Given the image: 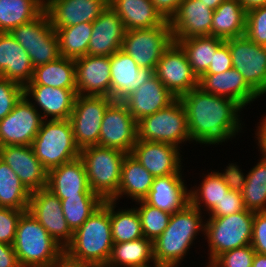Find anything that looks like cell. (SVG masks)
<instances>
[{
  "mask_svg": "<svg viewBox=\"0 0 266 267\" xmlns=\"http://www.w3.org/2000/svg\"><path fill=\"white\" fill-rule=\"evenodd\" d=\"M187 113L191 141L201 144H219L233 138L241 127L240 111L236 101L205 92L199 86L180 98Z\"/></svg>",
  "mask_w": 266,
  "mask_h": 267,
  "instance_id": "6da1fadb",
  "label": "cell"
},
{
  "mask_svg": "<svg viewBox=\"0 0 266 267\" xmlns=\"http://www.w3.org/2000/svg\"><path fill=\"white\" fill-rule=\"evenodd\" d=\"M201 211L191 203L171 214L167 228L153 241V254L156 264L178 267L193 240L204 234L205 222Z\"/></svg>",
  "mask_w": 266,
  "mask_h": 267,
  "instance_id": "7a4b0ae2",
  "label": "cell"
},
{
  "mask_svg": "<svg viewBox=\"0 0 266 267\" xmlns=\"http://www.w3.org/2000/svg\"><path fill=\"white\" fill-rule=\"evenodd\" d=\"M113 244L110 200H104L103 204L73 233V239L65 248V252L75 259L105 267Z\"/></svg>",
  "mask_w": 266,
  "mask_h": 267,
  "instance_id": "3957f363",
  "label": "cell"
},
{
  "mask_svg": "<svg viewBox=\"0 0 266 267\" xmlns=\"http://www.w3.org/2000/svg\"><path fill=\"white\" fill-rule=\"evenodd\" d=\"M13 248L21 267H52L65 251L28 211L18 220Z\"/></svg>",
  "mask_w": 266,
  "mask_h": 267,
  "instance_id": "277c9868",
  "label": "cell"
},
{
  "mask_svg": "<svg viewBox=\"0 0 266 267\" xmlns=\"http://www.w3.org/2000/svg\"><path fill=\"white\" fill-rule=\"evenodd\" d=\"M126 153L99 145L80 150L89 187L103 200H112L118 192Z\"/></svg>",
  "mask_w": 266,
  "mask_h": 267,
  "instance_id": "5b68a950",
  "label": "cell"
},
{
  "mask_svg": "<svg viewBox=\"0 0 266 267\" xmlns=\"http://www.w3.org/2000/svg\"><path fill=\"white\" fill-rule=\"evenodd\" d=\"M31 146L47 171L80 157L70 119L43 120Z\"/></svg>",
  "mask_w": 266,
  "mask_h": 267,
  "instance_id": "8992f818",
  "label": "cell"
},
{
  "mask_svg": "<svg viewBox=\"0 0 266 267\" xmlns=\"http://www.w3.org/2000/svg\"><path fill=\"white\" fill-rule=\"evenodd\" d=\"M253 218L254 212L247 209L223 217H209L204 231L210 248L209 265L226 251L251 244Z\"/></svg>",
  "mask_w": 266,
  "mask_h": 267,
  "instance_id": "52a82bcc",
  "label": "cell"
},
{
  "mask_svg": "<svg viewBox=\"0 0 266 267\" xmlns=\"http://www.w3.org/2000/svg\"><path fill=\"white\" fill-rule=\"evenodd\" d=\"M138 140L174 145L191 141L187 124V113L177 98L166 108L146 116L137 122Z\"/></svg>",
  "mask_w": 266,
  "mask_h": 267,
  "instance_id": "ba28073f",
  "label": "cell"
},
{
  "mask_svg": "<svg viewBox=\"0 0 266 267\" xmlns=\"http://www.w3.org/2000/svg\"><path fill=\"white\" fill-rule=\"evenodd\" d=\"M10 34L26 50L34 68L60 57L58 38L45 10L34 20L15 27Z\"/></svg>",
  "mask_w": 266,
  "mask_h": 267,
  "instance_id": "9c48e42d",
  "label": "cell"
},
{
  "mask_svg": "<svg viewBox=\"0 0 266 267\" xmlns=\"http://www.w3.org/2000/svg\"><path fill=\"white\" fill-rule=\"evenodd\" d=\"M173 43L171 26L165 21L158 27L126 30L122 49L140 68L155 70L163 52Z\"/></svg>",
  "mask_w": 266,
  "mask_h": 267,
  "instance_id": "30bf717a",
  "label": "cell"
},
{
  "mask_svg": "<svg viewBox=\"0 0 266 267\" xmlns=\"http://www.w3.org/2000/svg\"><path fill=\"white\" fill-rule=\"evenodd\" d=\"M113 101L107 96L76 95L70 121L80 150L98 145L104 113Z\"/></svg>",
  "mask_w": 266,
  "mask_h": 267,
  "instance_id": "8fae6325",
  "label": "cell"
},
{
  "mask_svg": "<svg viewBox=\"0 0 266 267\" xmlns=\"http://www.w3.org/2000/svg\"><path fill=\"white\" fill-rule=\"evenodd\" d=\"M232 65L259 95L266 94V46L258 45L245 35L225 40Z\"/></svg>",
  "mask_w": 266,
  "mask_h": 267,
  "instance_id": "7c38bea8",
  "label": "cell"
},
{
  "mask_svg": "<svg viewBox=\"0 0 266 267\" xmlns=\"http://www.w3.org/2000/svg\"><path fill=\"white\" fill-rule=\"evenodd\" d=\"M37 107L22 96L14 109L0 120V147L32 145L44 120Z\"/></svg>",
  "mask_w": 266,
  "mask_h": 267,
  "instance_id": "4fadbf2b",
  "label": "cell"
},
{
  "mask_svg": "<svg viewBox=\"0 0 266 267\" xmlns=\"http://www.w3.org/2000/svg\"><path fill=\"white\" fill-rule=\"evenodd\" d=\"M137 140V121L122 101H113L104 113L98 145L131 154Z\"/></svg>",
  "mask_w": 266,
  "mask_h": 267,
  "instance_id": "5bb4252c",
  "label": "cell"
},
{
  "mask_svg": "<svg viewBox=\"0 0 266 267\" xmlns=\"http://www.w3.org/2000/svg\"><path fill=\"white\" fill-rule=\"evenodd\" d=\"M27 211L64 249L71 243L73 232L64 218L61 200L47 187L31 192Z\"/></svg>",
  "mask_w": 266,
  "mask_h": 267,
  "instance_id": "9a60e30c",
  "label": "cell"
},
{
  "mask_svg": "<svg viewBox=\"0 0 266 267\" xmlns=\"http://www.w3.org/2000/svg\"><path fill=\"white\" fill-rule=\"evenodd\" d=\"M154 74L176 98L199 86L185 52L176 42L163 52Z\"/></svg>",
  "mask_w": 266,
  "mask_h": 267,
  "instance_id": "2e32d148",
  "label": "cell"
},
{
  "mask_svg": "<svg viewBox=\"0 0 266 267\" xmlns=\"http://www.w3.org/2000/svg\"><path fill=\"white\" fill-rule=\"evenodd\" d=\"M74 61L77 95L111 98L110 56L85 55Z\"/></svg>",
  "mask_w": 266,
  "mask_h": 267,
  "instance_id": "e0dca14e",
  "label": "cell"
},
{
  "mask_svg": "<svg viewBox=\"0 0 266 267\" xmlns=\"http://www.w3.org/2000/svg\"><path fill=\"white\" fill-rule=\"evenodd\" d=\"M0 159L8 164L30 192L46 187L48 171L35 156L31 145L0 147Z\"/></svg>",
  "mask_w": 266,
  "mask_h": 267,
  "instance_id": "ac0fdd59",
  "label": "cell"
},
{
  "mask_svg": "<svg viewBox=\"0 0 266 267\" xmlns=\"http://www.w3.org/2000/svg\"><path fill=\"white\" fill-rule=\"evenodd\" d=\"M109 0H45L52 27L93 23L107 8Z\"/></svg>",
  "mask_w": 266,
  "mask_h": 267,
  "instance_id": "d6986e66",
  "label": "cell"
},
{
  "mask_svg": "<svg viewBox=\"0 0 266 267\" xmlns=\"http://www.w3.org/2000/svg\"><path fill=\"white\" fill-rule=\"evenodd\" d=\"M213 12L201 0H183L169 21L173 42L178 39L211 36Z\"/></svg>",
  "mask_w": 266,
  "mask_h": 267,
  "instance_id": "ffe728a7",
  "label": "cell"
},
{
  "mask_svg": "<svg viewBox=\"0 0 266 267\" xmlns=\"http://www.w3.org/2000/svg\"><path fill=\"white\" fill-rule=\"evenodd\" d=\"M180 149L160 142L137 140L131 155L154 177L182 174Z\"/></svg>",
  "mask_w": 266,
  "mask_h": 267,
  "instance_id": "44dd1931",
  "label": "cell"
},
{
  "mask_svg": "<svg viewBox=\"0 0 266 267\" xmlns=\"http://www.w3.org/2000/svg\"><path fill=\"white\" fill-rule=\"evenodd\" d=\"M110 66L111 99L114 101H122L155 75L153 69L140 68L123 50L110 56Z\"/></svg>",
  "mask_w": 266,
  "mask_h": 267,
  "instance_id": "7402d4cb",
  "label": "cell"
},
{
  "mask_svg": "<svg viewBox=\"0 0 266 267\" xmlns=\"http://www.w3.org/2000/svg\"><path fill=\"white\" fill-rule=\"evenodd\" d=\"M46 187L59 199L78 196H99L92 192L80 157L48 171Z\"/></svg>",
  "mask_w": 266,
  "mask_h": 267,
  "instance_id": "603a6c76",
  "label": "cell"
},
{
  "mask_svg": "<svg viewBox=\"0 0 266 267\" xmlns=\"http://www.w3.org/2000/svg\"><path fill=\"white\" fill-rule=\"evenodd\" d=\"M177 98L164 86L156 75L145 81L137 90L126 96L122 102L138 122L166 108Z\"/></svg>",
  "mask_w": 266,
  "mask_h": 267,
  "instance_id": "cb8c5ba5",
  "label": "cell"
},
{
  "mask_svg": "<svg viewBox=\"0 0 266 267\" xmlns=\"http://www.w3.org/2000/svg\"><path fill=\"white\" fill-rule=\"evenodd\" d=\"M92 27L87 55L111 56L122 49L126 30L121 18L110 5L92 23Z\"/></svg>",
  "mask_w": 266,
  "mask_h": 267,
  "instance_id": "d4e9b609",
  "label": "cell"
},
{
  "mask_svg": "<svg viewBox=\"0 0 266 267\" xmlns=\"http://www.w3.org/2000/svg\"><path fill=\"white\" fill-rule=\"evenodd\" d=\"M77 95L76 89L53 88L44 85H25L24 96H30L35 100L32 103L41 108L40 113L44 120H65L70 119L74 101Z\"/></svg>",
  "mask_w": 266,
  "mask_h": 267,
  "instance_id": "484cf974",
  "label": "cell"
},
{
  "mask_svg": "<svg viewBox=\"0 0 266 267\" xmlns=\"http://www.w3.org/2000/svg\"><path fill=\"white\" fill-rule=\"evenodd\" d=\"M199 87L205 92L232 99L243 108L259 97L235 68L219 74H204L199 79Z\"/></svg>",
  "mask_w": 266,
  "mask_h": 267,
  "instance_id": "4316f807",
  "label": "cell"
},
{
  "mask_svg": "<svg viewBox=\"0 0 266 267\" xmlns=\"http://www.w3.org/2000/svg\"><path fill=\"white\" fill-rule=\"evenodd\" d=\"M33 73L26 50L10 33L0 32V77L25 86L32 80Z\"/></svg>",
  "mask_w": 266,
  "mask_h": 267,
  "instance_id": "83f0119b",
  "label": "cell"
},
{
  "mask_svg": "<svg viewBox=\"0 0 266 267\" xmlns=\"http://www.w3.org/2000/svg\"><path fill=\"white\" fill-rule=\"evenodd\" d=\"M182 174L155 177L148 195L143 199L147 204L173 214L190 203Z\"/></svg>",
  "mask_w": 266,
  "mask_h": 267,
  "instance_id": "f1b7e54d",
  "label": "cell"
},
{
  "mask_svg": "<svg viewBox=\"0 0 266 267\" xmlns=\"http://www.w3.org/2000/svg\"><path fill=\"white\" fill-rule=\"evenodd\" d=\"M109 5L121 18L125 30L158 27L166 21L151 0H109Z\"/></svg>",
  "mask_w": 266,
  "mask_h": 267,
  "instance_id": "f546056e",
  "label": "cell"
},
{
  "mask_svg": "<svg viewBox=\"0 0 266 267\" xmlns=\"http://www.w3.org/2000/svg\"><path fill=\"white\" fill-rule=\"evenodd\" d=\"M247 12L238 0L223 1L213 12L211 36L228 40L245 34Z\"/></svg>",
  "mask_w": 266,
  "mask_h": 267,
  "instance_id": "4dcf8cb0",
  "label": "cell"
},
{
  "mask_svg": "<svg viewBox=\"0 0 266 267\" xmlns=\"http://www.w3.org/2000/svg\"><path fill=\"white\" fill-rule=\"evenodd\" d=\"M154 176L141 165L131 154H126L121 171V181L117 195L112 199L117 203L118 198L126 195L133 200H143L149 193Z\"/></svg>",
  "mask_w": 266,
  "mask_h": 267,
  "instance_id": "1f68e13d",
  "label": "cell"
},
{
  "mask_svg": "<svg viewBox=\"0 0 266 267\" xmlns=\"http://www.w3.org/2000/svg\"><path fill=\"white\" fill-rule=\"evenodd\" d=\"M26 85L76 89L74 59L60 56L54 61L35 67L33 78Z\"/></svg>",
  "mask_w": 266,
  "mask_h": 267,
  "instance_id": "d6a6232c",
  "label": "cell"
},
{
  "mask_svg": "<svg viewBox=\"0 0 266 267\" xmlns=\"http://www.w3.org/2000/svg\"><path fill=\"white\" fill-rule=\"evenodd\" d=\"M153 262V241L142 237L134 241L114 243L105 267H147Z\"/></svg>",
  "mask_w": 266,
  "mask_h": 267,
  "instance_id": "836d02e7",
  "label": "cell"
},
{
  "mask_svg": "<svg viewBox=\"0 0 266 267\" xmlns=\"http://www.w3.org/2000/svg\"><path fill=\"white\" fill-rule=\"evenodd\" d=\"M225 42L214 36L178 39L176 43L183 49L193 73L200 79L208 70L216 50Z\"/></svg>",
  "mask_w": 266,
  "mask_h": 267,
  "instance_id": "e575fe53",
  "label": "cell"
},
{
  "mask_svg": "<svg viewBox=\"0 0 266 267\" xmlns=\"http://www.w3.org/2000/svg\"><path fill=\"white\" fill-rule=\"evenodd\" d=\"M44 9L45 0H0V32L10 33L37 18Z\"/></svg>",
  "mask_w": 266,
  "mask_h": 267,
  "instance_id": "d590c367",
  "label": "cell"
},
{
  "mask_svg": "<svg viewBox=\"0 0 266 267\" xmlns=\"http://www.w3.org/2000/svg\"><path fill=\"white\" fill-rule=\"evenodd\" d=\"M30 195L17 174L0 159V207L28 210Z\"/></svg>",
  "mask_w": 266,
  "mask_h": 267,
  "instance_id": "8d00e7d4",
  "label": "cell"
},
{
  "mask_svg": "<svg viewBox=\"0 0 266 267\" xmlns=\"http://www.w3.org/2000/svg\"><path fill=\"white\" fill-rule=\"evenodd\" d=\"M53 28L58 38L60 56L76 59L87 55L93 29L92 23Z\"/></svg>",
  "mask_w": 266,
  "mask_h": 267,
  "instance_id": "74e56055",
  "label": "cell"
},
{
  "mask_svg": "<svg viewBox=\"0 0 266 267\" xmlns=\"http://www.w3.org/2000/svg\"><path fill=\"white\" fill-rule=\"evenodd\" d=\"M116 203L110 200V224L114 243L134 241L144 237L136 208L115 212Z\"/></svg>",
  "mask_w": 266,
  "mask_h": 267,
  "instance_id": "f35d334b",
  "label": "cell"
},
{
  "mask_svg": "<svg viewBox=\"0 0 266 267\" xmlns=\"http://www.w3.org/2000/svg\"><path fill=\"white\" fill-rule=\"evenodd\" d=\"M254 166L248 174L241 195L247 210L266 211V158Z\"/></svg>",
  "mask_w": 266,
  "mask_h": 267,
  "instance_id": "ab89813d",
  "label": "cell"
},
{
  "mask_svg": "<svg viewBox=\"0 0 266 267\" xmlns=\"http://www.w3.org/2000/svg\"><path fill=\"white\" fill-rule=\"evenodd\" d=\"M201 182L200 187L189 190L190 203L200 211L203 203L210 214L230 188L218 172L208 173Z\"/></svg>",
  "mask_w": 266,
  "mask_h": 267,
  "instance_id": "60d3db41",
  "label": "cell"
},
{
  "mask_svg": "<svg viewBox=\"0 0 266 267\" xmlns=\"http://www.w3.org/2000/svg\"><path fill=\"white\" fill-rule=\"evenodd\" d=\"M65 220L74 233L104 202L100 196H78L60 199Z\"/></svg>",
  "mask_w": 266,
  "mask_h": 267,
  "instance_id": "b9f144b4",
  "label": "cell"
},
{
  "mask_svg": "<svg viewBox=\"0 0 266 267\" xmlns=\"http://www.w3.org/2000/svg\"><path fill=\"white\" fill-rule=\"evenodd\" d=\"M136 202L140 204L136 210L140 216L143 235L154 241L167 228L171 214L147 204L144 200Z\"/></svg>",
  "mask_w": 266,
  "mask_h": 267,
  "instance_id": "7bdbcfd3",
  "label": "cell"
},
{
  "mask_svg": "<svg viewBox=\"0 0 266 267\" xmlns=\"http://www.w3.org/2000/svg\"><path fill=\"white\" fill-rule=\"evenodd\" d=\"M255 250L250 245L219 255L208 267H252Z\"/></svg>",
  "mask_w": 266,
  "mask_h": 267,
  "instance_id": "ee69618b",
  "label": "cell"
},
{
  "mask_svg": "<svg viewBox=\"0 0 266 267\" xmlns=\"http://www.w3.org/2000/svg\"><path fill=\"white\" fill-rule=\"evenodd\" d=\"M244 35L256 44L266 46V5L247 12Z\"/></svg>",
  "mask_w": 266,
  "mask_h": 267,
  "instance_id": "f6af8a7d",
  "label": "cell"
},
{
  "mask_svg": "<svg viewBox=\"0 0 266 267\" xmlns=\"http://www.w3.org/2000/svg\"><path fill=\"white\" fill-rule=\"evenodd\" d=\"M23 95V85L0 77V120L14 109Z\"/></svg>",
  "mask_w": 266,
  "mask_h": 267,
  "instance_id": "bcb514c9",
  "label": "cell"
},
{
  "mask_svg": "<svg viewBox=\"0 0 266 267\" xmlns=\"http://www.w3.org/2000/svg\"><path fill=\"white\" fill-rule=\"evenodd\" d=\"M24 211L27 210L0 207V242L13 245L17 223Z\"/></svg>",
  "mask_w": 266,
  "mask_h": 267,
  "instance_id": "7dc6e473",
  "label": "cell"
},
{
  "mask_svg": "<svg viewBox=\"0 0 266 267\" xmlns=\"http://www.w3.org/2000/svg\"><path fill=\"white\" fill-rule=\"evenodd\" d=\"M243 197L240 192L232 191L231 189L225 193L220 204L209 214L210 217H223L245 210Z\"/></svg>",
  "mask_w": 266,
  "mask_h": 267,
  "instance_id": "c3c4849f",
  "label": "cell"
},
{
  "mask_svg": "<svg viewBox=\"0 0 266 267\" xmlns=\"http://www.w3.org/2000/svg\"><path fill=\"white\" fill-rule=\"evenodd\" d=\"M251 246L255 252L266 254V211L254 212Z\"/></svg>",
  "mask_w": 266,
  "mask_h": 267,
  "instance_id": "681fc988",
  "label": "cell"
},
{
  "mask_svg": "<svg viewBox=\"0 0 266 267\" xmlns=\"http://www.w3.org/2000/svg\"><path fill=\"white\" fill-rule=\"evenodd\" d=\"M233 68L228 45L224 42L213 55L212 62L205 74H219Z\"/></svg>",
  "mask_w": 266,
  "mask_h": 267,
  "instance_id": "f907efd6",
  "label": "cell"
},
{
  "mask_svg": "<svg viewBox=\"0 0 266 267\" xmlns=\"http://www.w3.org/2000/svg\"><path fill=\"white\" fill-rule=\"evenodd\" d=\"M242 170L236 164H229L225 171L218 174L222 177L224 182L232 191L242 192L244 188L246 177L241 172Z\"/></svg>",
  "mask_w": 266,
  "mask_h": 267,
  "instance_id": "816d5d0a",
  "label": "cell"
},
{
  "mask_svg": "<svg viewBox=\"0 0 266 267\" xmlns=\"http://www.w3.org/2000/svg\"><path fill=\"white\" fill-rule=\"evenodd\" d=\"M182 1L183 0H151L156 10L167 21H170L176 14Z\"/></svg>",
  "mask_w": 266,
  "mask_h": 267,
  "instance_id": "f5cc1de1",
  "label": "cell"
},
{
  "mask_svg": "<svg viewBox=\"0 0 266 267\" xmlns=\"http://www.w3.org/2000/svg\"><path fill=\"white\" fill-rule=\"evenodd\" d=\"M0 267H21L13 245L0 242Z\"/></svg>",
  "mask_w": 266,
  "mask_h": 267,
  "instance_id": "db71d44e",
  "label": "cell"
},
{
  "mask_svg": "<svg viewBox=\"0 0 266 267\" xmlns=\"http://www.w3.org/2000/svg\"><path fill=\"white\" fill-rule=\"evenodd\" d=\"M52 267H101L97 264L88 263L71 257L67 252H63Z\"/></svg>",
  "mask_w": 266,
  "mask_h": 267,
  "instance_id": "11a10c76",
  "label": "cell"
},
{
  "mask_svg": "<svg viewBox=\"0 0 266 267\" xmlns=\"http://www.w3.org/2000/svg\"><path fill=\"white\" fill-rule=\"evenodd\" d=\"M257 127L258 129H256L257 133L255 135L258 139V146L260 148L262 156L266 158V116L264 117L262 122H260V125Z\"/></svg>",
  "mask_w": 266,
  "mask_h": 267,
  "instance_id": "9f6ffc18",
  "label": "cell"
},
{
  "mask_svg": "<svg viewBox=\"0 0 266 267\" xmlns=\"http://www.w3.org/2000/svg\"><path fill=\"white\" fill-rule=\"evenodd\" d=\"M246 12L266 5V0H238Z\"/></svg>",
  "mask_w": 266,
  "mask_h": 267,
  "instance_id": "6f0895ef",
  "label": "cell"
},
{
  "mask_svg": "<svg viewBox=\"0 0 266 267\" xmlns=\"http://www.w3.org/2000/svg\"><path fill=\"white\" fill-rule=\"evenodd\" d=\"M252 267H266V254L255 252Z\"/></svg>",
  "mask_w": 266,
  "mask_h": 267,
  "instance_id": "680465c9",
  "label": "cell"
},
{
  "mask_svg": "<svg viewBox=\"0 0 266 267\" xmlns=\"http://www.w3.org/2000/svg\"><path fill=\"white\" fill-rule=\"evenodd\" d=\"M204 4L208 6V8L215 10L223 1L226 0H201Z\"/></svg>",
  "mask_w": 266,
  "mask_h": 267,
  "instance_id": "91938a15",
  "label": "cell"
},
{
  "mask_svg": "<svg viewBox=\"0 0 266 267\" xmlns=\"http://www.w3.org/2000/svg\"><path fill=\"white\" fill-rule=\"evenodd\" d=\"M147 267H170V266H166V265H161V264H154L153 266H147Z\"/></svg>",
  "mask_w": 266,
  "mask_h": 267,
  "instance_id": "94428289",
  "label": "cell"
}]
</instances>
